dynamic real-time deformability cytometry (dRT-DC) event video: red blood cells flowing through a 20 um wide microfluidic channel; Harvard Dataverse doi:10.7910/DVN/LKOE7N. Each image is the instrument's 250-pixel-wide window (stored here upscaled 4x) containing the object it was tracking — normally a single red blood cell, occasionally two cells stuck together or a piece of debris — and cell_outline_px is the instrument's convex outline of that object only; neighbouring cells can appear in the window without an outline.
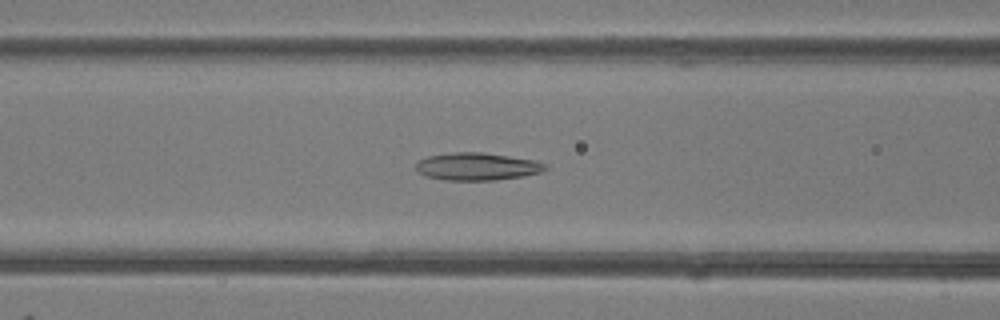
{"species": "common noctule bat (a hibernating species)", "species_latin": "Nyctalus noctula", "temperature_condition": "room temperature", "stored_images_in_passage": 43, "camera_frame_rate_fps": 3000, "um_per_image_px": 0.085, "animal": {"sex": "female"}, "frame": {"image": 1, "passage_image": 14, "time_ms": 4.333, "image_size_px": [1000, 320], "cell_outline_px": [[548, 168], [540, 172], [524, 176], [496, 180], [444, 180], [424, 176], [416, 168], [416, 164], [420, 160], [428, 156], [452, 152], [484, 152], [536, 160], [548, 164]], "centroid_in_image_um": [40.59, 14.15], "position_along_channel_um": 126.0, "area_um2": 20.92}}
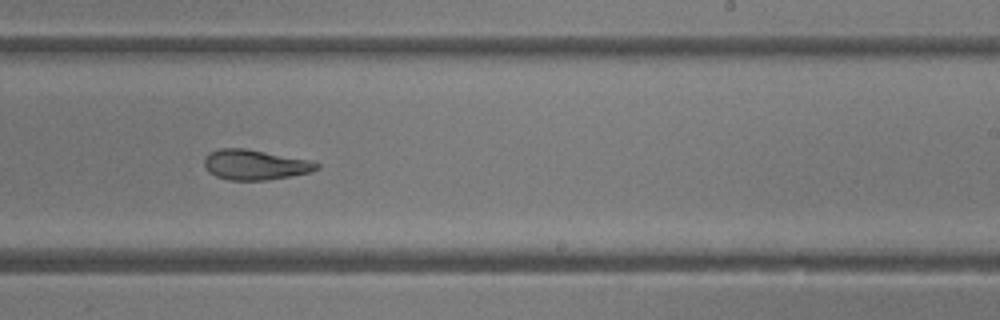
{"frame": {"image": 2, "passage_image": 24, "time_ms": 7.667, "image_size_px": [1000, 320], "cell_outline_px": [[320, 168], [312, 172], [292, 176], [268, 180], [228, 180], [216, 176], [208, 172], [204, 164], [204, 156], [208, 152], [220, 148], [244, 148], [312, 160], [320, 164]], "centroid_in_image_um": [21.69, 14.0], "position_along_channel_um": 267.3, "area_um2": 20.06}}
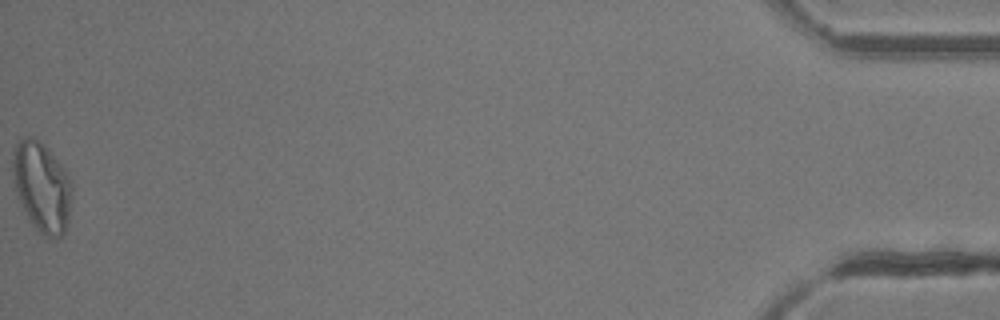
{"frame": {"image": 3, "passage_image": 43, "time_ms": 14.0, "image_size_px": [1000, 320], "cell_outline_px": [[72, 196], [68, 220], [64, 232], [60, 236], [52, 240], [44, 236], [28, 220], [16, 192], [12, 176], [12, 152], [16, 144], [24, 136], [32, 136], [44, 144], [48, 148], [60, 164], [68, 176], [72, 184]], "centroid_in_image_um": [3.54, 15.88], "position_along_channel_um": 431.7, "area_um2": 31.21}, "authors_computed_cell_mechanics": {"area_um2": 21.7328, "velocity_mm_per_s": 4.2419, "shape_relaxation_time_tau1_ms": 7.2315, "shape_relaxation_time_tau2_ms": 2.4715, "deformation_change_tau1": 0.2042, "deformation_change_tau2": 0.1165}}